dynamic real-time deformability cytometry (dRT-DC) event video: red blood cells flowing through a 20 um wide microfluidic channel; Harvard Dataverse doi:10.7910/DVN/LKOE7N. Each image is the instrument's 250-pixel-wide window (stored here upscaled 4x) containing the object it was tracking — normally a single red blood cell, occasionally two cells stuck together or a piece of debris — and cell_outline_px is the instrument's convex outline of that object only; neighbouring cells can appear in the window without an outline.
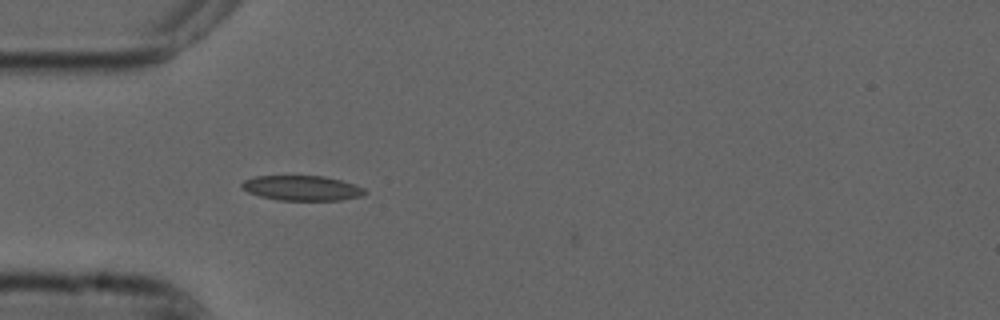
{"species": "common noctule bat (a hibernating species)", "species_latin": "Nyctalus noctula", "temperature_condition": "cold", "stored_images_in_passage": 2, "camera_frame_rate_fps": 3000, "um_per_image_px": 0.085, "animal": {"sex": "male", "forearm_length_mm": 52.5}, "frame": {"image": 1, "passage_image": 1, "time_ms": 0.0, "image_size_px": [1000, 320], "cell_outline_px": [[368, 192], [360, 196], [340, 200], [276, 200], [260, 196], [248, 192], [240, 184], [244, 180], [256, 176], [324, 176], [340, 180], [364, 188]], "centroid_in_image_um": [25.65, 15.99], "position_along_channel_um": 59.3, "area_um2": 17.74}}